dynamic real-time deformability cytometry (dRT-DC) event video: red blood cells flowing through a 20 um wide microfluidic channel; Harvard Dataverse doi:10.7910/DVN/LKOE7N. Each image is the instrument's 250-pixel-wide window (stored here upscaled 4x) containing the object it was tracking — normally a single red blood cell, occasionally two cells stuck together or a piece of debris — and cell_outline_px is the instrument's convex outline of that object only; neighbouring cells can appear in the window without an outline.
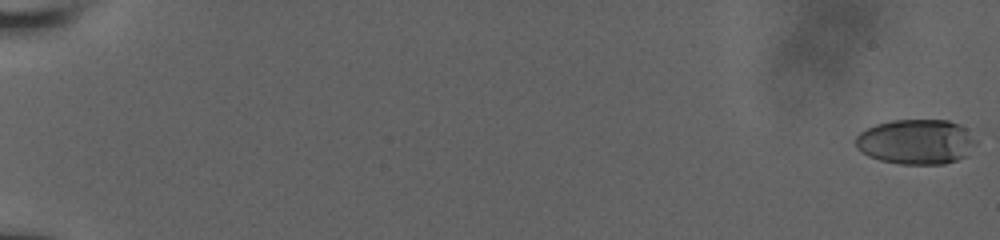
{"species": "human", "species_latin": "Homo sapiens", "temperature_condition": "room temperature", "stored_images_in_passage": 27, "camera_frame_rate_fps": 3000, "um_per_image_px": 0.085, "donor": {"sex": "male"}, "frame": {"image": 1, "passage_image": 1, "time_ms": 0.0, "image_size_px": [1000, 240], "cell_outline_px": [[980, 136], [976, 144], [964, 156], [956, 160], [944, 164], [900, 164], [880, 160], [868, 156], [856, 148], [856, 136], [860, 132], [876, 124], [892, 120], [948, 120], [960, 124]], "centroid_in_image_um": [77.92, 12.04], "position_along_channel_um": 7.1, "area_um2": 31.96}}
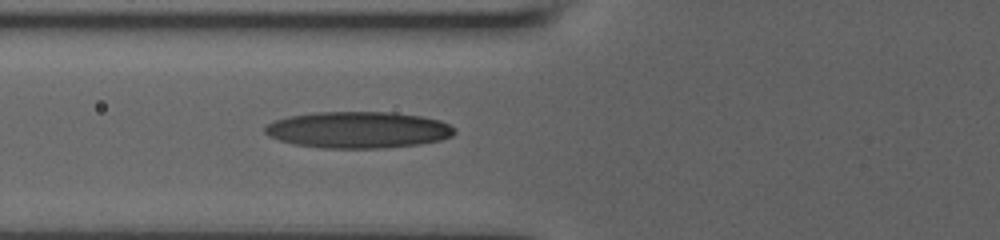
{"frame": {"image": 2, "passage_image": 20, "time_ms": 8.0, "image_size_px": [1000, 240], "cell_outline_px": [[456, 132], [452, 136], [440, 140], [420, 144], [384, 148], [324, 148], [292, 144], [268, 136], [264, 132], [264, 128], [272, 120], [288, 116], [312, 112], [392, 112], [420, 116], [440, 120], [456, 128]], "centroid_in_image_um": [30.42, 11.03], "position_along_channel_um": 95.4, "area_um2": 40.63}}
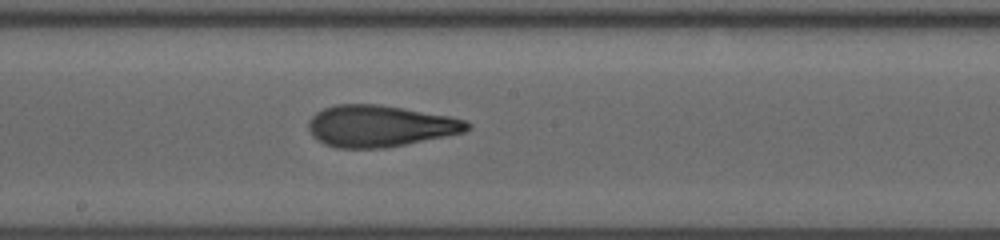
{"frame": {"image": 3, "passage_image": 27, "time_ms": 11.0, "image_size_px": [1000, 240], "cell_outline_px": [[472, 128], [464, 132], [384, 148], [336, 148], [324, 144], [316, 140], [312, 136], [308, 128], [308, 120], [316, 112], [324, 108], [336, 104], [376, 104], [448, 116], [464, 120], [472, 124]], "centroid_in_image_um": [32.24, 10.72], "position_along_channel_um": 216.0, "area_um2": 38.21}}